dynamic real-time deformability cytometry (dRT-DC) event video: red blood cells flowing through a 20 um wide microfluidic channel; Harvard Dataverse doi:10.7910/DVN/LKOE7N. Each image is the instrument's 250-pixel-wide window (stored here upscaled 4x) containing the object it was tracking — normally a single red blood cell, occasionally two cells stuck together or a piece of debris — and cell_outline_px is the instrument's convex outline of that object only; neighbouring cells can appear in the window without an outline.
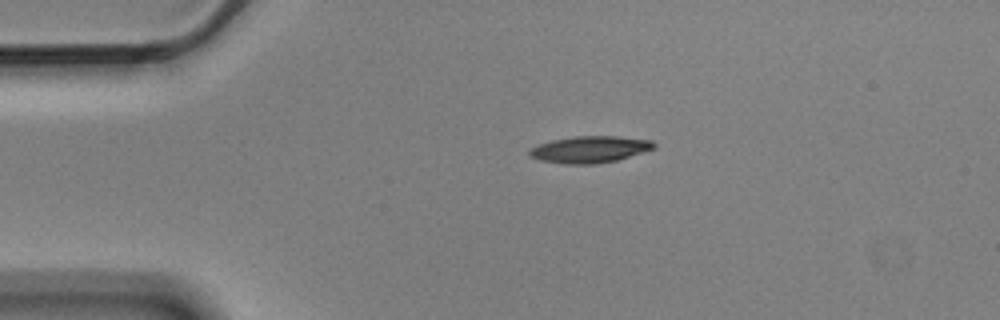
{"species": "Egyptian fruit bat (a non-hibernating species)", "species_latin": "Rousettus aegyptiacus", "temperature_condition": "cold", "stored_images_in_passage": 2, "camera_frame_rate_fps": 3000, "um_per_image_px": 0.085, "animal": {"sex": "male"}, "frame": {"image": 1, "passage_image": 1, "time_ms": 0.0, "image_size_px": [1000, 320], "cell_outline_px": [[656, 148], [616, 160], [592, 164], [564, 164], [540, 160], [528, 156], [528, 148], [552, 140], [576, 136], [616, 136], [652, 140], [656, 144]], "centroid_in_image_um": [50.11, 12.7], "position_along_channel_um": 34.9, "area_um2": 19.36}}